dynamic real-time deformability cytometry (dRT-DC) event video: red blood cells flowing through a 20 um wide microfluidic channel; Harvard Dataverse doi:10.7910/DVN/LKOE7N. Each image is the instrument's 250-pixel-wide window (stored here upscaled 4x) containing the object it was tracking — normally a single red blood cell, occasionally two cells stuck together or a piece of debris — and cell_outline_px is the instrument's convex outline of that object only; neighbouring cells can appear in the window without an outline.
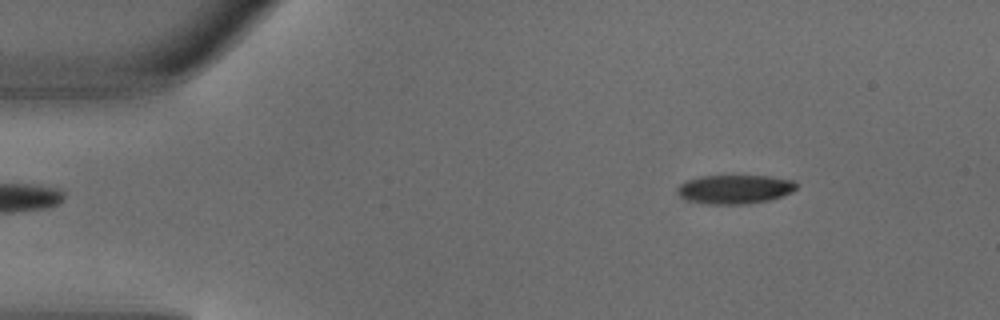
{"species": "common noctule bat (a hibernating species)", "species_latin": "Nyctalus noctula", "temperature_condition": "warm", "stored_images_in_passage": 4, "segment_of_instrument_passage": [2, 2], "camera_frame_rate_fps": 3000, "um_per_image_px": 0.085, "animal": {"sex": "male", "body_mass_g": 18.8}, "frame": {"image": 1, "passage_image": 4, "time_ms": 1.0, "image_size_px": [1000, 320], "cell_outline_px": [[796, 188], [792, 192], [768, 200], [748, 204], [708, 204], [688, 200], [680, 196], [676, 192], [676, 188], [680, 184], [688, 180], [700, 176], [772, 176], [792, 180], [796, 184]], "centroid_in_image_um": [62.43, 16.08], "position_along_channel_um": 22.6, "area_um2": 20.0}}